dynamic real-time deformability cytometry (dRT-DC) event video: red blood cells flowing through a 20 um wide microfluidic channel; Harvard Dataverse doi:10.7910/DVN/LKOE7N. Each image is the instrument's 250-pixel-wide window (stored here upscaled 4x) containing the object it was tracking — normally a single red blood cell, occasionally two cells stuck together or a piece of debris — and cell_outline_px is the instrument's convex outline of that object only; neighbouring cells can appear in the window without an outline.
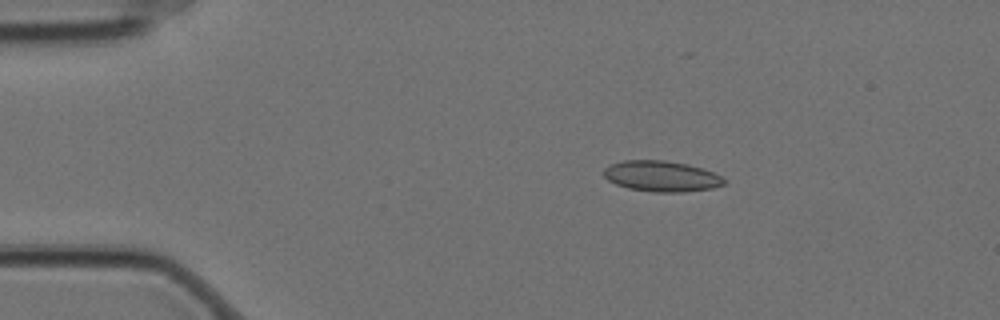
{"species": "Egyptian fruit bat (a non-hibernating species)", "species_latin": "Rousettus aegyptiacus", "temperature_condition": "cold", "stored_images_in_passage": 3, "camera_frame_rate_fps": 3000, "um_per_image_px": 0.085, "animal": {"sex": "female"}, "frame": {"image": 1, "passage_image": 1, "time_ms": 0.0, "image_size_px": [1000, 320], "cell_outline_px": [[728, 180], [724, 184], [712, 188], [684, 192], [652, 192], [628, 188], [616, 184], [608, 180], [604, 176], [604, 168], [612, 164], [624, 160], [664, 160], [688, 164], [712, 172]], "centroid_in_image_um": [56.23, 14.98], "position_along_channel_um": 28.8, "area_um2": 21.5}}